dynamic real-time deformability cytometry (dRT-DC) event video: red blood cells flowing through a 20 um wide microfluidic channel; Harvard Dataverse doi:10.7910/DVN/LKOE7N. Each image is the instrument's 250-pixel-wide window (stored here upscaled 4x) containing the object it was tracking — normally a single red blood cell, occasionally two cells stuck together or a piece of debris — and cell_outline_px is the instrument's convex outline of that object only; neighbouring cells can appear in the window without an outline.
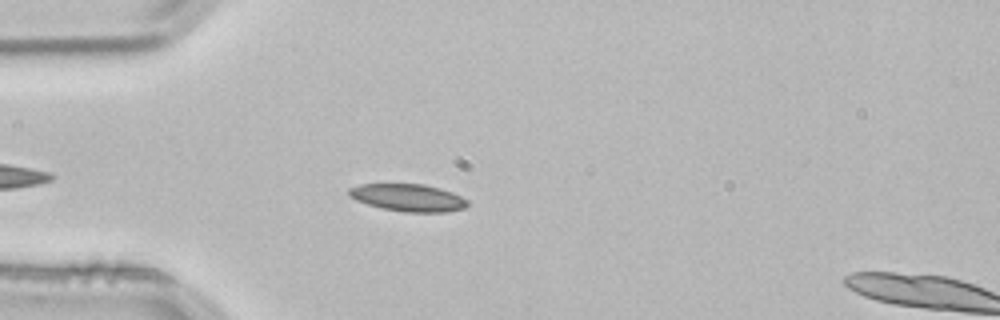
{"species": "common noctule bat (a hibernating species)", "species_latin": "Nyctalus noctula", "temperature_condition": "room temperature", "stored_images_in_passage": 5, "camera_frame_rate_fps": 3000, "um_per_image_px": 0.085, "animal": {"sex": "male", "body_mass_g": 21.5, "forearm_length_mm": 52.0}, "frame": {"image": 1, "passage_image": 3, "time_ms": 0.667, "image_size_px": [1000, 320], "cell_outline_px": [[468, 204], [464, 208], [444, 212], [404, 212], [380, 208], [356, 200], [348, 196], [348, 188], [360, 184], [424, 184], [440, 188], [452, 192], [468, 200]], "centroid_in_image_um": [34.66, 16.8], "position_along_channel_um": 50.3, "area_um2": 18.96}}